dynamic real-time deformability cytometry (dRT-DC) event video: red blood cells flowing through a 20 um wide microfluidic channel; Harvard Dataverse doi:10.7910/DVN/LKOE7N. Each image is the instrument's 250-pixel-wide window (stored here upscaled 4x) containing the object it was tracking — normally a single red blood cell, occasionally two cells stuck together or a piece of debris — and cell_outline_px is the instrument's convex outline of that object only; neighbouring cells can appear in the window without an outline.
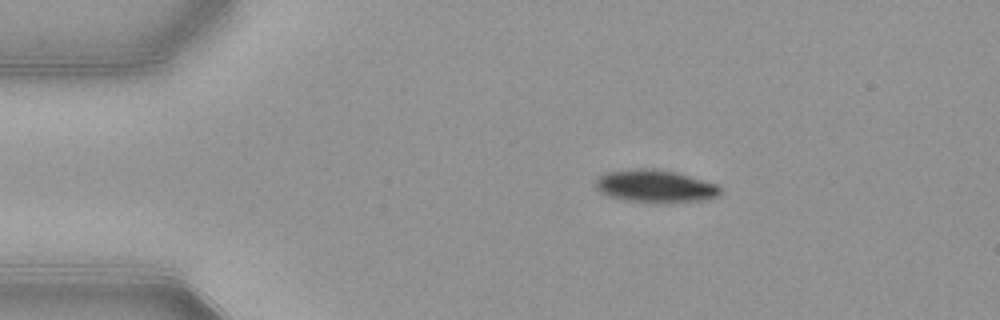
{"species": "common noctule bat (a hibernating species)", "species_latin": "Nyctalus noctula", "temperature_condition": "warm", "stored_images_in_passage": 44, "camera_frame_rate_fps": 3000, "um_per_image_px": 0.085, "animal": {"sex": "female", "body_mass_g": 21.9}, "frame": {"image": 1, "passage_image": 1, "time_ms": 0.0, "image_size_px": [1000, 320], "cell_outline_px": [[724, 192], [720, 196], [708, 200], [660, 204], [656, 204], [628, 200], [608, 196], [600, 192], [592, 184], [596, 176], [604, 172], [628, 168], [656, 168], [676, 172], [716, 184]], "centroid_in_image_um": [55.67, 15.83], "position_along_channel_um": 29.3, "area_um2": 24.68}}
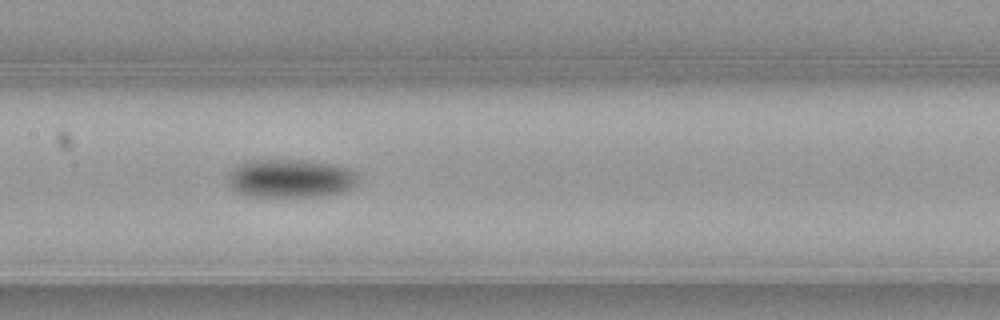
{"frame": {"image": 2, "passage_image": 17, "time_ms": 5.333, "image_size_px": [1000, 320], "cell_outline_px": [[360, 180], [356, 184], [340, 192], [316, 196], [252, 196], [240, 192], [232, 188], [228, 184], [228, 172], [240, 164], [248, 160], [304, 160], [336, 164], [352, 168], [356, 172]], "centroid_in_image_um": [24.72, 15.14], "position_along_channel_um": 182.7, "area_um2": 29.13}}
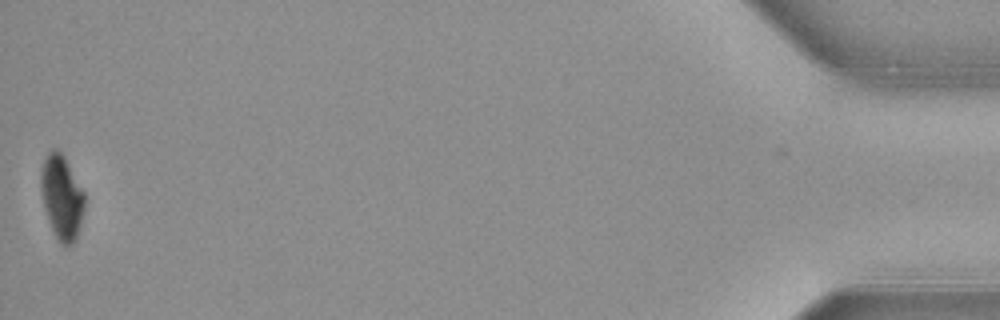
{"frame": {"image": 3, "passage_image": 44, "time_ms": 14.333, "image_size_px": [1000, 320], "cell_outline_px": [[84, 208], [76, 240], [72, 244], [60, 244], [48, 220], [44, 208], [40, 188], [40, 172], [44, 160], [48, 152], [52, 148], [56, 148], [64, 156], [84, 192]], "centroid_in_image_um": [5.23, 16.74], "position_along_channel_um": 430.0, "area_um2": 21.27}, "authors_computed_cell_mechanics": {"area_um2": 26.6458, "velocity_mm_per_s": 3.8955, "shape_relaxation_time_tau1_ms": 2.495, "shape_relaxation_time_tau2_ms": null, "deformation_change_tau1": 0.1278, "deformation_change_tau2": null}}